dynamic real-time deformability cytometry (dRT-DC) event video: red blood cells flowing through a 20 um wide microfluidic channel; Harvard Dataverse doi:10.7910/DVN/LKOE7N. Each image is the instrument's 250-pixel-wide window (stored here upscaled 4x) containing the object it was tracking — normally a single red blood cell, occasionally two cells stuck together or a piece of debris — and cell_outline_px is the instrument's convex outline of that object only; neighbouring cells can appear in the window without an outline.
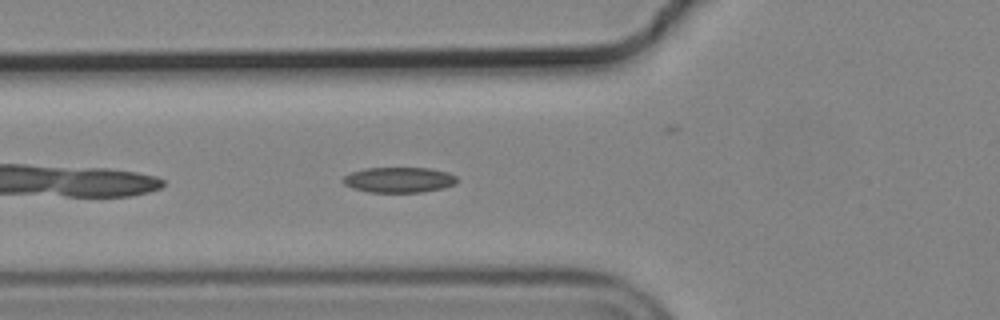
{"species": "common noctule bat (a hibernating species)", "species_latin": "Nyctalus noctula", "temperature_condition": "cold", "stored_images_in_passage": 40, "camera_frame_rate_fps": 3000, "um_per_image_px": 0.085, "animal": {"sex": "male", "body_mass_g": 19.2, "forearm_length_mm": 51.8}, "frame": {"image": 1, "passage_image": 4, "time_ms": 1.0, "image_size_px": [1000, 320], "cell_outline_px": [[460, 180], [456, 184], [444, 188], [420, 192], [368, 192], [352, 188], [344, 184], [340, 180], [348, 172], [364, 168], [428, 168], [448, 172], [456, 176]], "centroid_in_image_um": [33.9, 15.28], "position_along_channel_um": 91.9, "area_um2": 17.17}}
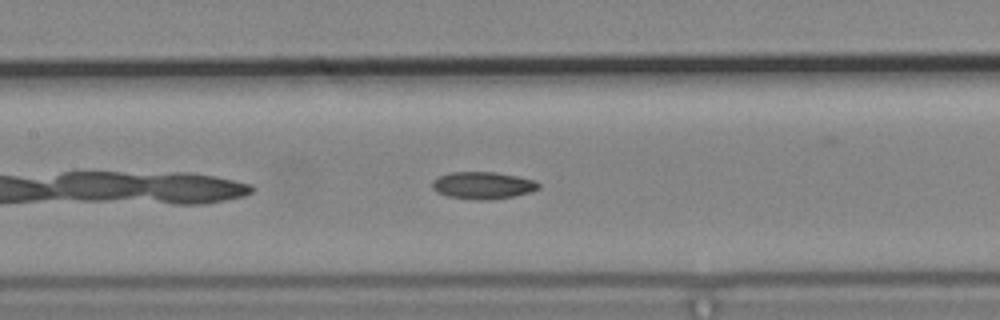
{"frame": {"image": 2, "passage_image": 10, "time_ms": 3.0, "image_size_px": [1000, 320], "cell_outline_px": [[540, 188], [532, 192], [512, 196], [448, 196], [436, 192], [432, 188], [432, 180], [448, 172], [496, 172], [536, 180], [540, 184]], "centroid_in_image_um": [41.06, 15.68], "position_along_channel_um": 166.3, "area_um2": 15.84}}
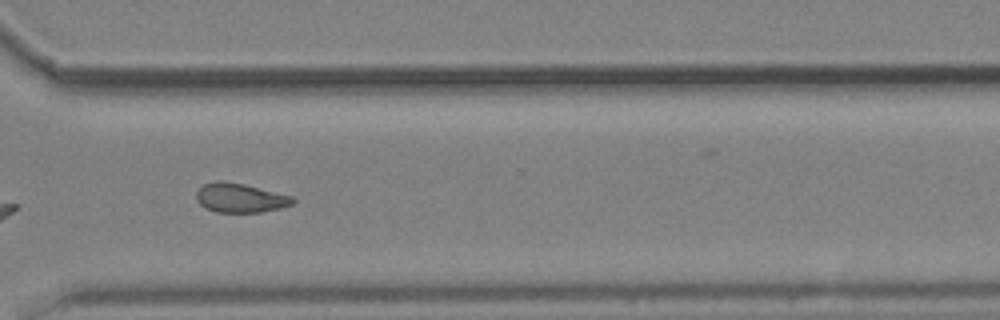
{"frame": {"image": 3, "passage_image": 25, "time_ms": 8.0, "image_size_px": [1000, 320], "cell_outline_px": [[296, 200], [292, 204], [280, 208], [260, 212], [216, 212], [204, 208], [196, 200], [196, 192], [204, 184], [216, 180], [224, 180], [244, 184], [292, 196]], "centroid_in_image_um": [20.38, 16.81], "position_along_channel_um": 350.2, "area_um2": 16.47}}